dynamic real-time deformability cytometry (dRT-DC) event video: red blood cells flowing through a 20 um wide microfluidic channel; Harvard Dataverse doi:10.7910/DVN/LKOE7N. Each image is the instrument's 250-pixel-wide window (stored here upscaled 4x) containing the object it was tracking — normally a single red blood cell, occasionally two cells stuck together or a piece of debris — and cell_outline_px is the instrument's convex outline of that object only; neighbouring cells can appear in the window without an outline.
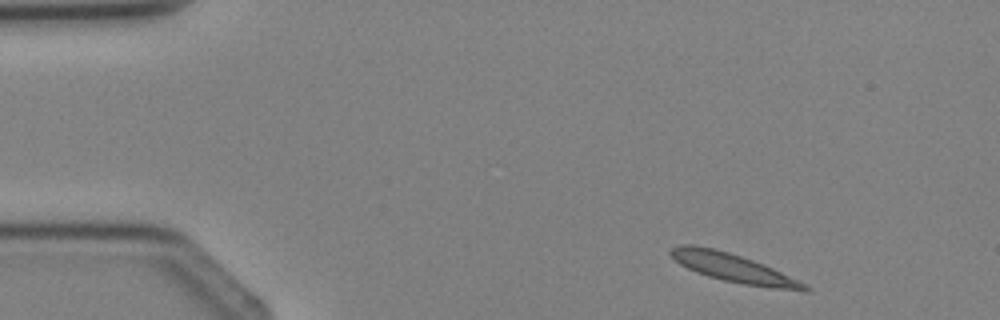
{"species": "Egyptian fruit bat (a non-hibernating species)", "species_latin": "Rousettus aegyptiacus", "temperature_condition": "cold", "stored_images_in_passage": 2, "camera_frame_rate_fps": 3000, "um_per_image_px": 0.085, "animal": {"sex": "female"}, "frame": {"image": 1, "passage_image": 1, "time_ms": 0.0, "image_size_px": [1000, 320], "cell_outline_px": [[812, 288], [808, 292], [804, 292], [772, 288], [744, 284], [724, 280], [708, 276], [696, 272], [680, 264], [668, 252], [672, 248], [680, 244], [692, 244], [712, 248], [728, 252], [764, 264]], "centroid_in_image_um": [62.32, 22.78], "position_along_channel_um": 22.7, "area_um2": 21.85}}